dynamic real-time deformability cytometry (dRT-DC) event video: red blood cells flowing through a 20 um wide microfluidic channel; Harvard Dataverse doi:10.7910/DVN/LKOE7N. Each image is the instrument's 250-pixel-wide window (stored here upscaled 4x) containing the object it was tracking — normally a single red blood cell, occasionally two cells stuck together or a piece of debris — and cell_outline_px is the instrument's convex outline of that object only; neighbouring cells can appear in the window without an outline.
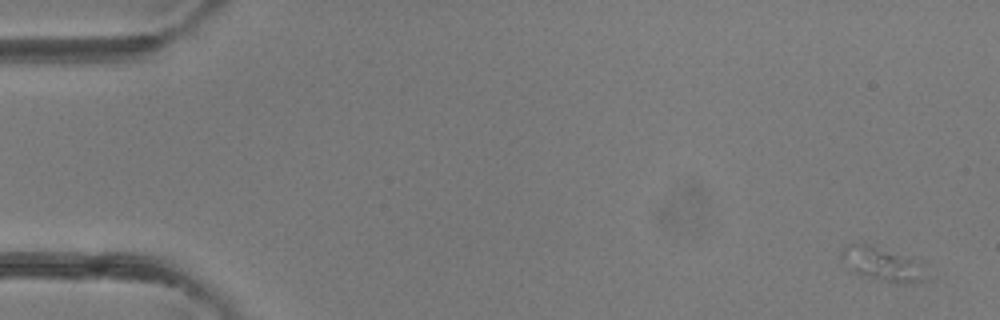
{"species": "common noctule bat (a hibernating species)", "species_latin": "Nyctalus noctula", "temperature_condition": "room temperature", "stored_images_in_passage": 4, "camera_frame_rate_fps": 3000, "um_per_image_px": 0.085, "animal": {"sex": "female"}, "frame": {"image": 1, "passage_image": 1, "time_ms": 0.0, "image_size_px": [1000, 320], "cell_outline_px": [[920, 280], [912, 284], [892, 284], [860, 276], [852, 272], [840, 252], [848, 244], [868, 244], [920, 260]], "centroid_in_image_um": [74.93, 22.47], "position_along_channel_um": 10.1, "area_um2": 16.36}}